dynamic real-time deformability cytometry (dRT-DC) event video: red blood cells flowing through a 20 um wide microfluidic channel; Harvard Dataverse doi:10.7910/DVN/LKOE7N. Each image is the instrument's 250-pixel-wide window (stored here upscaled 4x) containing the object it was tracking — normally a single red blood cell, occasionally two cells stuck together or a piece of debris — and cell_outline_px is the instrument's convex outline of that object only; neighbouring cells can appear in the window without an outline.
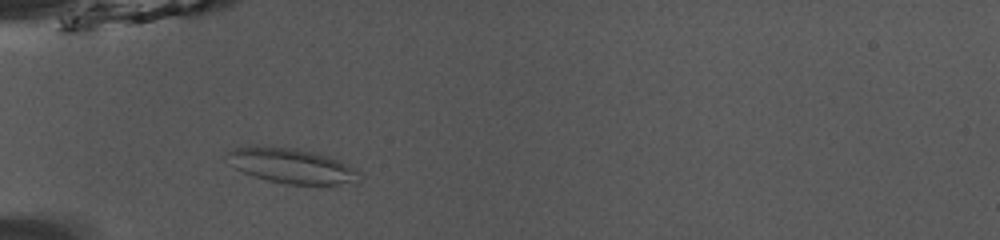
{"species": "common noctule bat (a hibernating species)", "species_latin": "Nyctalus noctula", "temperature_condition": "room temperature", "stored_images_in_passage": 36, "camera_frame_rate_fps": 3000, "um_per_image_px": 0.085, "animal": {"sex": "male", "body_mass_g": 13.0, "forearm_length_mm": 53.1}, "frame": {"image": 1, "passage_image": 2, "time_ms": 0.333, "image_size_px": [1000, 240], "cell_outline_px": [[360, 184], [288, 184], [268, 180], [232, 168], [228, 164], [224, 156], [224, 152], [232, 148], [248, 144], [264, 144], [296, 148], [320, 152], [332, 156], [356, 168], [360, 172]], "centroid_in_image_um": [24.75, 14.04], "position_along_channel_um": 60.3, "area_um2": 28.38}}
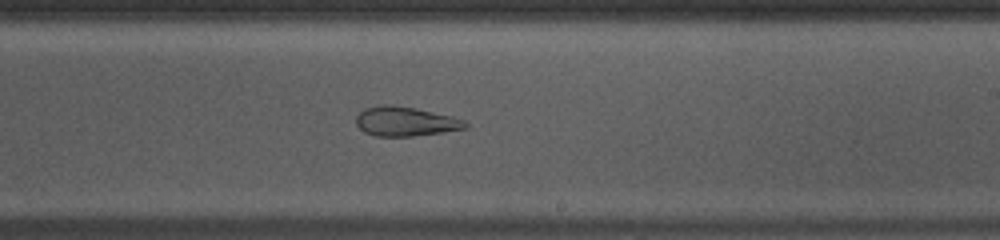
{"frame": {"image": 2, "passage_image": 17, "time_ms": 5.333, "image_size_px": [1000, 240], "cell_outline_px": [[468, 128], [412, 136], [376, 136], [364, 132], [356, 124], [356, 116], [364, 108], [380, 104], [388, 104], [416, 108], [452, 116], [464, 120], [468, 124]], "centroid_in_image_um": [34.44, 10.31], "position_along_channel_um": 254.6, "area_um2": 18.73}}
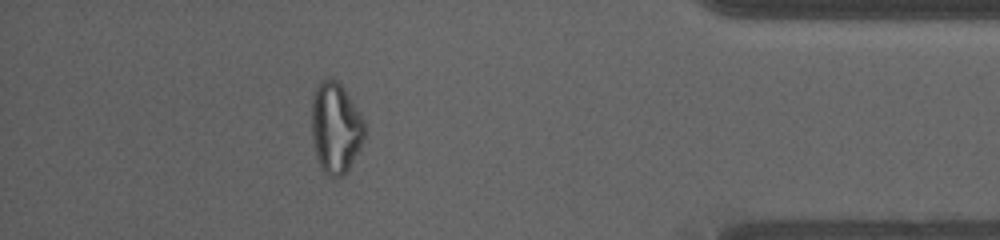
{"frame": {"image": 3, "passage_image": 31, "time_ms": 10.0, "image_size_px": [1000, 240], "cell_outline_px": [[364, 140], [360, 148], [344, 176], [328, 176], [320, 168], [316, 156], [312, 140], [312, 100], [316, 84], [320, 80], [328, 76], [332, 76], [344, 88], [360, 112], [364, 120]], "centroid_in_image_um": [28.51, 10.83], "position_along_channel_um": 406.7, "area_um2": 28.38}, "authors_computed_cell_mechanics": {"area_um2": 23.2356, "velocity_mm_per_s": 3.9576, "shape_relaxation_time_tau1_ms": null, "shape_relaxation_time_tau2_ms": 1.547, "deformation_change_tau1": null, "deformation_change_tau2": 0.0842}}